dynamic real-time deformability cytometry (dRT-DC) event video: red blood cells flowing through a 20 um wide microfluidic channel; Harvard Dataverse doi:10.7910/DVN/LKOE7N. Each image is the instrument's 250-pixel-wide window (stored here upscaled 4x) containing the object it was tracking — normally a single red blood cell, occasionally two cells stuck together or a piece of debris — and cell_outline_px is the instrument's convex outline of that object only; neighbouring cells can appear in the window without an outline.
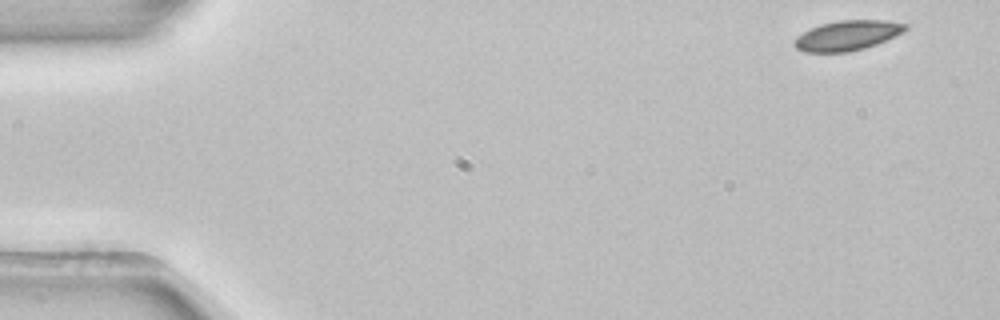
{"species": "common noctule bat (a hibernating species)", "species_latin": "Nyctalus noctula", "temperature_condition": "room temperature", "stored_images_in_passage": 51, "camera_frame_rate_fps": 3000, "um_per_image_px": 0.085, "animal": {"sex": "female", "body_mass_g": 22.7, "forearm_length_mm": 54.2}, "frame": {"image": 1, "passage_image": 1, "time_ms": 0.0, "image_size_px": [1000, 320], "cell_outline_px": [[908, 28], [876, 44], [864, 48], [848, 52], [804, 52], [796, 48], [792, 44], [792, 40], [796, 36], [820, 24], [840, 20], [888, 20], [908, 24]], "centroid_in_image_um": [71.97, 3.01], "position_along_channel_um": 13.0, "area_um2": 19.25}}
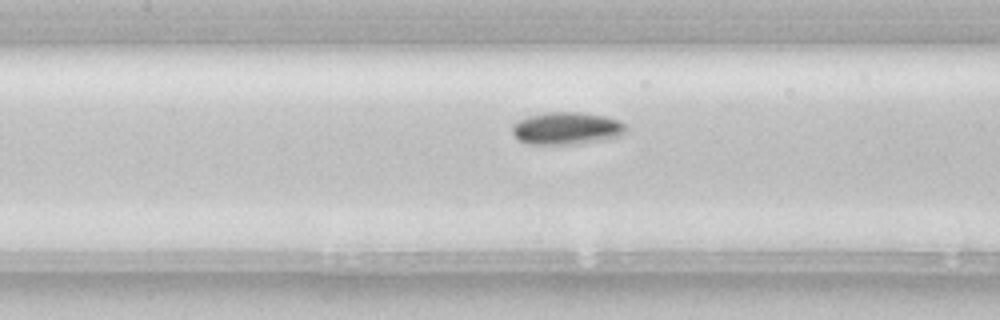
{"frame": {"image": 2, "passage_image": 22, "time_ms": 7.0, "image_size_px": [1000, 320], "cell_outline_px": [[628, 128], [620, 136], [600, 140], [576, 144], [528, 144], [520, 140], [512, 132], [512, 124], [528, 116], [544, 112], [576, 112], [604, 116], [620, 120]], "centroid_in_image_um": [48.16, 10.9], "position_along_channel_um": 159.2, "area_um2": 21.39}}
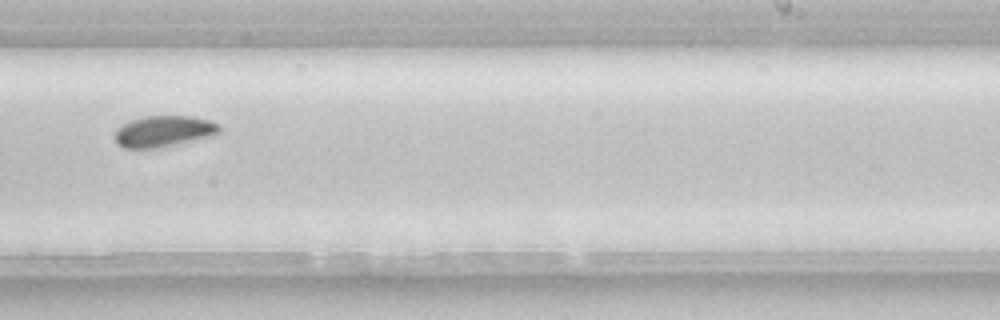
{"frame": {"image": 3, "passage_image": 31, "time_ms": 10.0, "image_size_px": [1000, 320], "cell_outline_px": [[220, 132], [216, 136], [180, 144], [156, 148], [124, 148], [116, 144], [112, 136], [116, 128], [132, 120], [144, 116], [192, 116], [208, 120], [220, 124]], "centroid_in_image_um": [13.92, 11.17], "position_along_channel_um": 275.1, "area_um2": 19.48}, "authors_computed_cell_mechanics": {"area_um2": 19.4786, "velocity_mm_per_s": 3.8792, "shape_relaxation_time_tau1_ms": 1.7082, "shape_relaxation_time_tau2_ms": null, "deformation_change_tau1": 0.0584, "deformation_change_tau2": null}}